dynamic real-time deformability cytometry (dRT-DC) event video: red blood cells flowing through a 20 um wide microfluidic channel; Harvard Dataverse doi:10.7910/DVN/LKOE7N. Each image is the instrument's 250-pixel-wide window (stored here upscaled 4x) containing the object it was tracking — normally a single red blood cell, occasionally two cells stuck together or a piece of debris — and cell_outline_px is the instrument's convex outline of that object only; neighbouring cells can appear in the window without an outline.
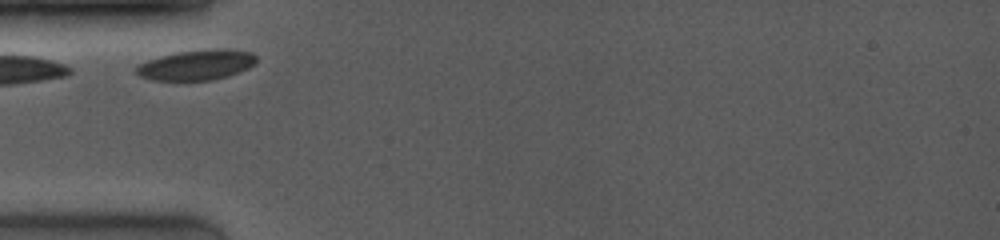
{"species": "common noctule bat (a hibernating species)", "species_latin": "Nyctalus noctula", "temperature_condition": "room temperature", "stored_images_in_passage": 20, "camera_frame_rate_fps": 4000, "um_per_image_px": 0.085, "animal": {"sex": "female", "body_mass_g": 19.0, "forearm_length_mm": 53.3}, "frame": {"image": 1, "passage_image": 1, "time_ms": 0.0, "image_size_px": [1000, 240], "cell_outline_px": [[256, 60], [248, 68], [228, 76], [212, 80], [152, 80], [140, 76], [136, 72], [136, 68], [140, 64], [148, 60], [160, 56], [176, 52], [216, 48], [224, 48], [252, 52], [256, 56]], "centroid_in_image_um": [16.72, 5.51], "position_along_channel_um": 68.3, "area_um2": 21.04}}
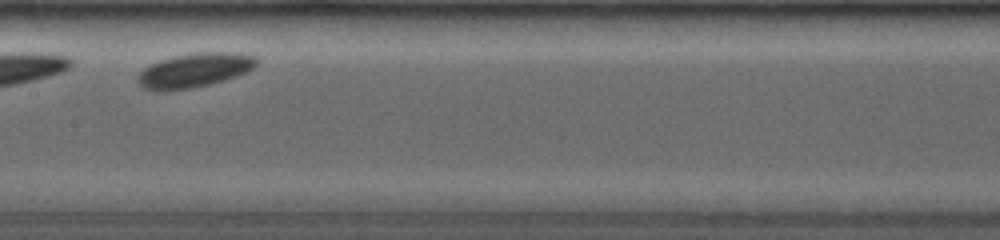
{"frame": {"image": 2, "passage_image": 15, "time_ms": 3.25, "image_size_px": [1000, 240], "cell_outline_px": [[260, 60], [252, 68], [244, 72], [224, 80], [208, 84], [188, 88], [164, 92], [144, 88], [136, 80], [140, 72], [144, 68], [160, 60], [176, 56], [196, 52], [232, 52], [256, 56]], "centroid_in_image_um": [16.52, 5.97], "position_along_channel_um": 190.9, "area_um2": 23.41}}